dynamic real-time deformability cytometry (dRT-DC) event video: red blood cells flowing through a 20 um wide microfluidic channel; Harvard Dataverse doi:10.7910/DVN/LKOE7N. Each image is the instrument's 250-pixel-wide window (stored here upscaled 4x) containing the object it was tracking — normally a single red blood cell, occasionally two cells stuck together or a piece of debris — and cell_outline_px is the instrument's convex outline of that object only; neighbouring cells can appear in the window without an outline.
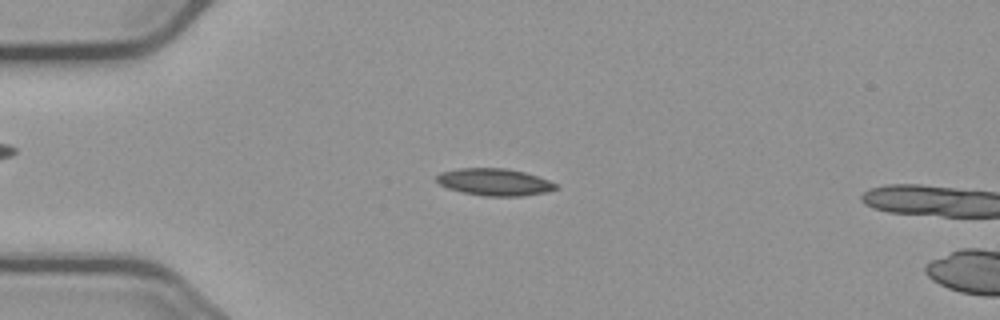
{"species": "common noctule bat (a hibernating species)", "species_latin": "Nyctalus noctula", "temperature_condition": "cold", "stored_images_in_passage": 6, "camera_frame_rate_fps": 3000, "um_per_image_px": 0.085, "animal": {"sex": "male", "body_mass_g": 23.1, "forearm_length_mm": 52.7}, "frame": {"image": 1, "passage_image": 4, "time_ms": 1.0, "image_size_px": [1000, 320], "cell_outline_px": [[560, 188], [544, 192], [524, 196], [484, 196], [464, 192], [448, 188], [440, 184], [436, 180], [436, 176], [440, 172], [460, 168], [504, 168], [524, 172], [548, 180], [556, 184]], "centroid_in_image_um": [42.02, 15.47], "position_along_channel_um": 43.0, "area_um2": 18.67}}